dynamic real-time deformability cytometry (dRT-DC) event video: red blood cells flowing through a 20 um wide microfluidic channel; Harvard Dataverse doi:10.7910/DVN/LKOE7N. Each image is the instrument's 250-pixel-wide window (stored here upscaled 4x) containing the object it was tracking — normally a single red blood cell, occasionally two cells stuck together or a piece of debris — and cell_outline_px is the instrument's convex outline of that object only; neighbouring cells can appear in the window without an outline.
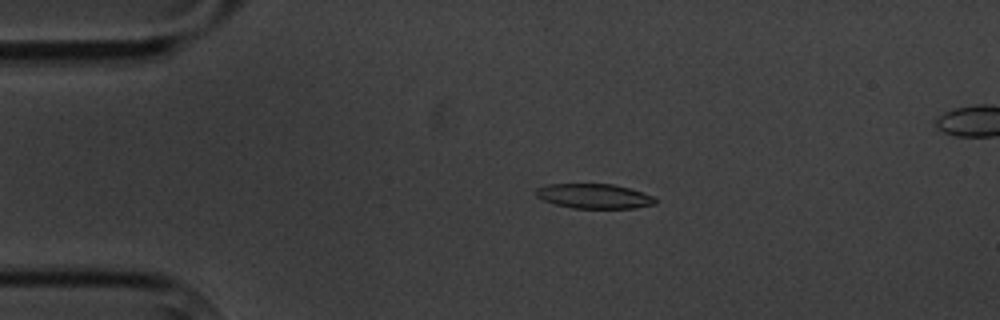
{"species": "common noctule bat (a hibernating species)", "species_latin": "Nyctalus noctula", "temperature_condition": "cold", "stored_images_in_passage": 4, "camera_frame_rate_fps": 3000, "um_per_image_px": 0.085, "animal": {"sex": "male", "body_mass_g": 20.1, "forearm_length_mm": 53.5}, "frame": {"image": 1, "passage_image": 2, "time_ms": 1.0, "image_size_px": [1000, 320], "cell_outline_px": [[656, 204], [636, 208], [572, 208], [556, 204], [544, 200], [536, 196], [536, 188], [548, 184], [612, 184], [628, 188], [652, 196], [656, 200]], "centroid_in_image_um": [50.49, 16.67], "position_along_channel_um": 34.5, "area_um2": 16.99}}